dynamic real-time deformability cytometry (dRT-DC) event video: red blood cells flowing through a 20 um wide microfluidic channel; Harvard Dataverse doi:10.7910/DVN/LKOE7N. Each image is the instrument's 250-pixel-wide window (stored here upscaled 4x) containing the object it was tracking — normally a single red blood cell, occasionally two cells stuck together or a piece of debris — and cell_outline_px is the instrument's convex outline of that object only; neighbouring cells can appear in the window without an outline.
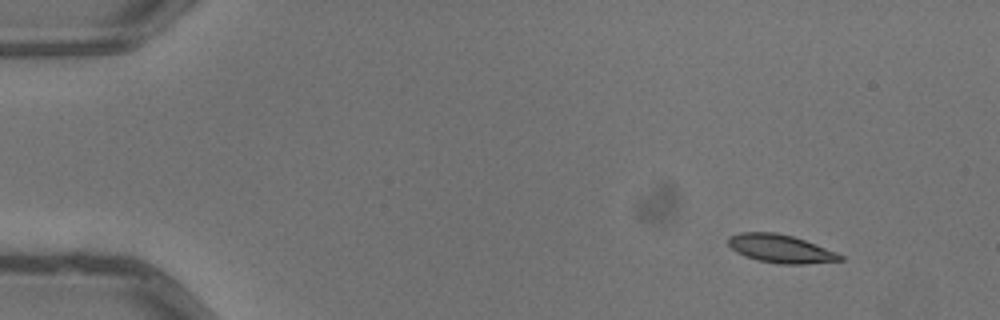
{"species": "common noctule bat (a hibernating species)", "species_latin": "Nyctalus noctula", "temperature_condition": "warm", "stored_images_in_passage": 4, "camera_frame_rate_fps": 3000, "um_per_image_px": 0.085, "animal": {"sex": "male", "body_mass_g": 13.3}, "frame": {"image": 1, "passage_image": 1, "time_ms": 0.0, "image_size_px": [1000, 320], "cell_outline_px": [[844, 260], [804, 264], [780, 264], [756, 260], [744, 256], [736, 252], [728, 244], [728, 236], [740, 232], [776, 232], [792, 236], [804, 240], [836, 252], [844, 256]], "centroid_in_image_um": [66.32, 21.14], "position_along_channel_um": 18.7, "area_um2": 18.44}}
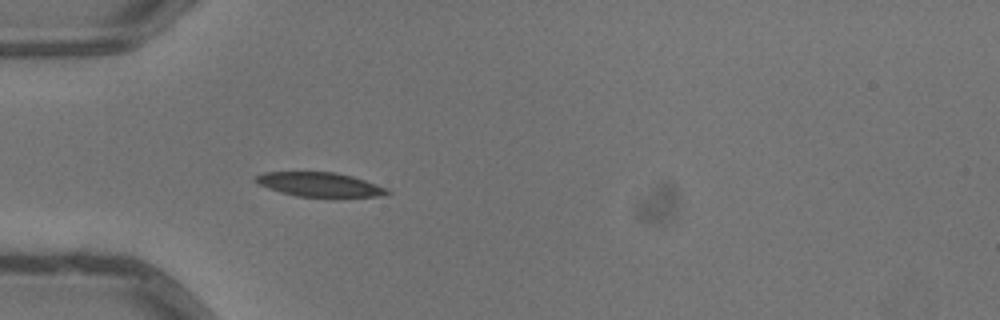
{"frame": {"image": 2, "passage_image": 4, "time_ms": 1.0, "image_size_px": [1000, 320], "cell_outline_px": [[392, 192], [380, 196], [336, 200], [296, 196], [280, 192], [268, 188], [252, 180], [252, 176], [264, 172], [336, 172], [352, 176], [388, 188]], "centroid_in_image_um": [27.22, 15.73], "position_along_channel_um": 57.8, "area_um2": 19.65}}